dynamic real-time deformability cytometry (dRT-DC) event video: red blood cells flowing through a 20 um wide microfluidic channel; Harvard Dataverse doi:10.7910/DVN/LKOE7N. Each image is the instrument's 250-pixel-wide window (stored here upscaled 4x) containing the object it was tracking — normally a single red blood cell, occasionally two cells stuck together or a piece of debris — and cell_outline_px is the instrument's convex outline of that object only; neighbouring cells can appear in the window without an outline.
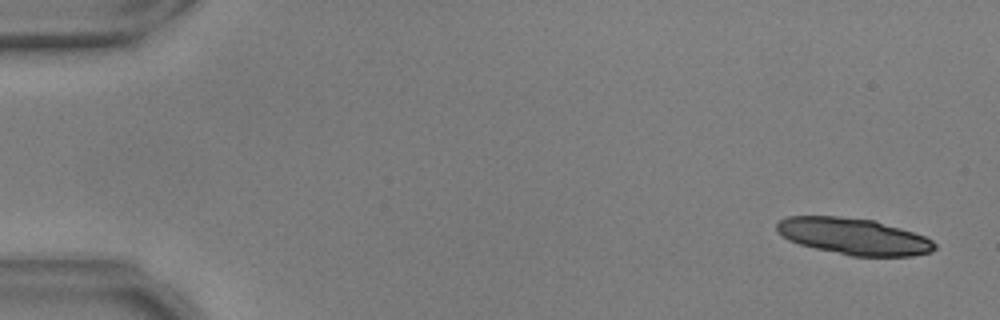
{"species": "common noctule bat (a hibernating species)", "species_latin": "Nyctalus noctula", "temperature_condition": "warm", "stored_images_in_passage": 25, "camera_frame_rate_fps": 3000, "um_per_image_px": 0.085, "animal": {"sex": "male", "body_mass_g": 17.9, "forearm_length_mm": 54.2}, "frame": {"image": 1, "passage_image": 3, "time_ms": 0.667, "image_size_px": [1000, 320], "cell_outline_px": [[936, 248], [932, 252], [912, 256], [852, 256], [816, 248], [800, 244], [788, 240], [776, 228], [776, 224], [780, 220], [788, 216], [836, 216], [876, 220], [924, 236], [932, 240], [936, 244]], "centroid_in_image_um": [72.59, 20.09], "position_along_channel_um": 12.4, "area_um2": 33.41}}